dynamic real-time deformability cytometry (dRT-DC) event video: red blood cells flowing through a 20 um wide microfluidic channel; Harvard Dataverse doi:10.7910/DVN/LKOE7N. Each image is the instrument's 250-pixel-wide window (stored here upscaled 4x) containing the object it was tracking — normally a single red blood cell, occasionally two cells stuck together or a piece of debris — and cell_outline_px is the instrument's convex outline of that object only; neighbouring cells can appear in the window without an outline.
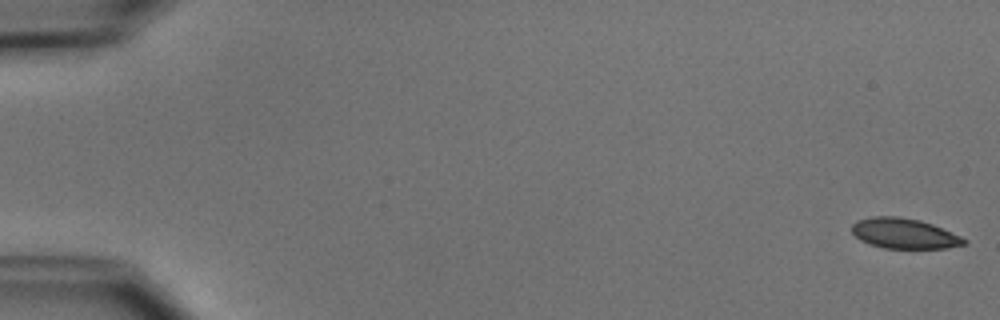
{"species": "common noctule bat (a hibernating species)", "species_latin": "Nyctalus noctula", "temperature_condition": "cold", "stored_images_in_passage": 52, "camera_frame_rate_fps": 3000, "um_per_image_px": 0.085, "animal": {"sex": "male", "body_mass_g": 15.6}, "frame": {"image": 1, "passage_image": 1, "time_ms": 0.0, "image_size_px": [1000, 320], "cell_outline_px": [[968, 240], [964, 244], [944, 248], [884, 248], [860, 240], [852, 232], [852, 224], [856, 220], [872, 216], [900, 216], [920, 220], [932, 224], [960, 236]], "centroid_in_image_um": [76.82, 19.83], "position_along_channel_um": 8.2, "area_um2": 19.65}}
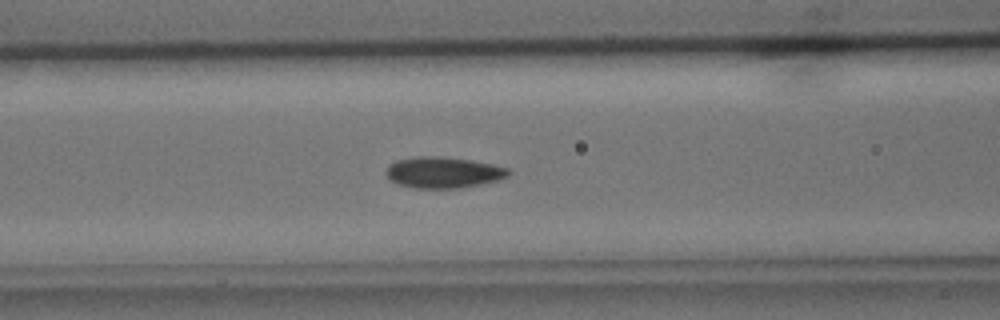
{"frame": {"image": 2, "passage_image": 22, "time_ms": 7.0, "image_size_px": [1000, 320], "cell_outline_px": [[512, 172], [508, 176], [496, 180], [480, 184], [460, 188], [416, 188], [396, 184], [384, 172], [388, 164], [396, 160], [416, 156], [440, 156], [472, 160], [492, 164], [508, 168]], "centroid_in_image_um": [37.65, 14.65], "position_along_channel_um": 128.9, "area_um2": 22.31}}
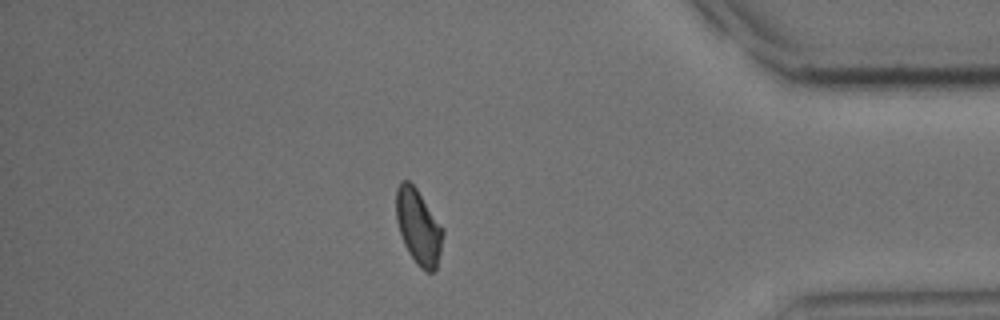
{"frame": {"image": 3, "passage_image": 45, "time_ms": 14.667, "image_size_px": [1000, 320], "cell_outline_px": [[444, 232], [440, 252], [436, 268], [432, 272], [424, 272], [416, 264], [408, 252], [404, 244], [396, 220], [396, 188], [400, 180], [408, 180], [416, 188], [444, 228]], "centroid_in_image_um": [35.56, 19.28], "position_along_channel_um": 399.6, "area_um2": 20.58}, "authors_computed_cell_mechanics": {"area_um2": 20.9525, "velocity_mm_per_s": 3.9212, "shape_relaxation_time_tau1_ms": 3.9291, "shape_relaxation_time_tau2_ms": 3.1086, "deformation_change_tau1": 0.1067, "deformation_change_tau2": 0.0826}}